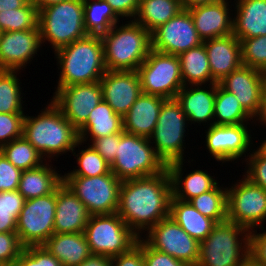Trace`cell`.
I'll return each instance as SVG.
<instances>
[{"mask_svg":"<svg viewBox=\"0 0 266 266\" xmlns=\"http://www.w3.org/2000/svg\"><path fill=\"white\" fill-rule=\"evenodd\" d=\"M172 182L168 169L152 176L123 180L117 214L138 236L169 216ZM147 229V230H146Z\"/></svg>","mask_w":266,"mask_h":266,"instance_id":"6da1fadb","label":"cell"},{"mask_svg":"<svg viewBox=\"0 0 266 266\" xmlns=\"http://www.w3.org/2000/svg\"><path fill=\"white\" fill-rule=\"evenodd\" d=\"M48 106L37 117L26 116L23 120L22 136L31 143L44 158L75 151L82 145L78 131L65 118L60 109L50 100Z\"/></svg>","mask_w":266,"mask_h":266,"instance_id":"7a4b0ae2","label":"cell"},{"mask_svg":"<svg viewBox=\"0 0 266 266\" xmlns=\"http://www.w3.org/2000/svg\"><path fill=\"white\" fill-rule=\"evenodd\" d=\"M55 54L61 70L57 87L98 82L107 72L101 35L88 34Z\"/></svg>","mask_w":266,"mask_h":266,"instance_id":"3957f363","label":"cell"},{"mask_svg":"<svg viewBox=\"0 0 266 266\" xmlns=\"http://www.w3.org/2000/svg\"><path fill=\"white\" fill-rule=\"evenodd\" d=\"M101 35L107 71H136L152 49L151 33L134 20Z\"/></svg>","mask_w":266,"mask_h":266,"instance_id":"277c9868","label":"cell"},{"mask_svg":"<svg viewBox=\"0 0 266 266\" xmlns=\"http://www.w3.org/2000/svg\"><path fill=\"white\" fill-rule=\"evenodd\" d=\"M249 244L247 228L229 221L217 223L200 242L197 266H245L250 261Z\"/></svg>","mask_w":266,"mask_h":266,"instance_id":"5b68a950","label":"cell"},{"mask_svg":"<svg viewBox=\"0 0 266 266\" xmlns=\"http://www.w3.org/2000/svg\"><path fill=\"white\" fill-rule=\"evenodd\" d=\"M41 43H51L54 52L88 35L83 0H66L38 10Z\"/></svg>","mask_w":266,"mask_h":266,"instance_id":"8992f818","label":"cell"},{"mask_svg":"<svg viewBox=\"0 0 266 266\" xmlns=\"http://www.w3.org/2000/svg\"><path fill=\"white\" fill-rule=\"evenodd\" d=\"M150 144L149 138L121 132L116 159L110 166L111 172L123 181L165 171L167 165Z\"/></svg>","mask_w":266,"mask_h":266,"instance_id":"52a82bcc","label":"cell"},{"mask_svg":"<svg viewBox=\"0 0 266 266\" xmlns=\"http://www.w3.org/2000/svg\"><path fill=\"white\" fill-rule=\"evenodd\" d=\"M83 233L92 254L110 258L127 252L139 238L117 212L91 215Z\"/></svg>","mask_w":266,"mask_h":266,"instance_id":"ba28073f","label":"cell"},{"mask_svg":"<svg viewBox=\"0 0 266 266\" xmlns=\"http://www.w3.org/2000/svg\"><path fill=\"white\" fill-rule=\"evenodd\" d=\"M187 121V116L177 99H166L163 102L156 127L149 141L155 144L153 147L157 155L166 165L184 160V134Z\"/></svg>","mask_w":266,"mask_h":266,"instance_id":"9c48e42d","label":"cell"},{"mask_svg":"<svg viewBox=\"0 0 266 266\" xmlns=\"http://www.w3.org/2000/svg\"><path fill=\"white\" fill-rule=\"evenodd\" d=\"M136 71L142 93L176 99L184 86L179 57L172 54L151 49Z\"/></svg>","mask_w":266,"mask_h":266,"instance_id":"30bf717a","label":"cell"},{"mask_svg":"<svg viewBox=\"0 0 266 266\" xmlns=\"http://www.w3.org/2000/svg\"><path fill=\"white\" fill-rule=\"evenodd\" d=\"M63 182L86 206L90 215L117 212L122 181L113 172L95 177L63 176Z\"/></svg>","mask_w":266,"mask_h":266,"instance_id":"8fae6325","label":"cell"},{"mask_svg":"<svg viewBox=\"0 0 266 266\" xmlns=\"http://www.w3.org/2000/svg\"><path fill=\"white\" fill-rule=\"evenodd\" d=\"M56 189L27 199L17 220L16 233L24 247L41 246L54 234Z\"/></svg>","mask_w":266,"mask_h":266,"instance_id":"7c38bea8","label":"cell"},{"mask_svg":"<svg viewBox=\"0 0 266 266\" xmlns=\"http://www.w3.org/2000/svg\"><path fill=\"white\" fill-rule=\"evenodd\" d=\"M243 176V180L227 188V221L249 231L258 226L263 230L266 220V190Z\"/></svg>","mask_w":266,"mask_h":266,"instance_id":"4fadbf2b","label":"cell"},{"mask_svg":"<svg viewBox=\"0 0 266 266\" xmlns=\"http://www.w3.org/2000/svg\"><path fill=\"white\" fill-rule=\"evenodd\" d=\"M145 236L144 240L152 248L189 266H197L200 242L189 236L170 216L160 220Z\"/></svg>","mask_w":266,"mask_h":266,"instance_id":"5bb4252c","label":"cell"},{"mask_svg":"<svg viewBox=\"0 0 266 266\" xmlns=\"http://www.w3.org/2000/svg\"><path fill=\"white\" fill-rule=\"evenodd\" d=\"M51 100L78 131L103 100L102 88L99 81L57 87Z\"/></svg>","mask_w":266,"mask_h":266,"instance_id":"9a60e30c","label":"cell"},{"mask_svg":"<svg viewBox=\"0 0 266 266\" xmlns=\"http://www.w3.org/2000/svg\"><path fill=\"white\" fill-rule=\"evenodd\" d=\"M151 40L153 50L175 56L203 43L187 9H182L167 23L154 30Z\"/></svg>","mask_w":266,"mask_h":266,"instance_id":"2e32d148","label":"cell"},{"mask_svg":"<svg viewBox=\"0 0 266 266\" xmlns=\"http://www.w3.org/2000/svg\"><path fill=\"white\" fill-rule=\"evenodd\" d=\"M247 124L211 125L206 131V146L209 153L223 162L235 161L250 149L251 134ZM251 142V143H250Z\"/></svg>","mask_w":266,"mask_h":266,"instance_id":"e0dca14e","label":"cell"},{"mask_svg":"<svg viewBox=\"0 0 266 266\" xmlns=\"http://www.w3.org/2000/svg\"><path fill=\"white\" fill-rule=\"evenodd\" d=\"M39 27L0 32V70L19 71L30 63L41 48Z\"/></svg>","mask_w":266,"mask_h":266,"instance_id":"ac0fdd59","label":"cell"},{"mask_svg":"<svg viewBox=\"0 0 266 266\" xmlns=\"http://www.w3.org/2000/svg\"><path fill=\"white\" fill-rule=\"evenodd\" d=\"M265 78L264 72L242 65L224 77L218 84L234 94L243 109L255 120L261 107Z\"/></svg>","mask_w":266,"mask_h":266,"instance_id":"d6986e66","label":"cell"},{"mask_svg":"<svg viewBox=\"0 0 266 266\" xmlns=\"http://www.w3.org/2000/svg\"><path fill=\"white\" fill-rule=\"evenodd\" d=\"M99 83L103 100L122 117L142 93L137 71H107Z\"/></svg>","mask_w":266,"mask_h":266,"instance_id":"ffe728a7","label":"cell"},{"mask_svg":"<svg viewBox=\"0 0 266 266\" xmlns=\"http://www.w3.org/2000/svg\"><path fill=\"white\" fill-rule=\"evenodd\" d=\"M227 1L218 0L187 9L203 41L233 34V16H230L232 14L229 13L230 5Z\"/></svg>","mask_w":266,"mask_h":266,"instance_id":"44dd1931","label":"cell"},{"mask_svg":"<svg viewBox=\"0 0 266 266\" xmlns=\"http://www.w3.org/2000/svg\"><path fill=\"white\" fill-rule=\"evenodd\" d=\"M90 216L86 206L62 182L56 188L54 233H83Z\"/></svg>","mask_w":266,"mask_h":266,"instance_id":"7402d4cb","label":"cell"},{"mask_svg":"<svg viewBox=\"0 0 266 266\" xmlns=\"http://www.w3.org/2000/svg\"><path fill=\"white\" fill-rule=\"evenodd\" d=\"M208 55L212 79L219 83L232 71L241 67V43L233 35L203 41Z\"/></svg>","mask_w":266,"mask_h":266,"instance_id":"603a6c76","label":"cell"},{"mask_svg":"<svg viewBox=\"0 0 266 266\" xmlns=\"http://www.w3.org/2000/svg\"><path fill=\"white\" fill-rule=\"evenodd\" d=\"M165 100L160 96L141 93L130 110L123 116V131L149 138L156 127Z\"/></svg>","mask_w":266,"mask_h":266,"instance_id":"cb8c5ba5","label":"cell"},{"mask_svg":"<svg viewBox=\"0 0 266 266\" xmlns=\"http://www.w3.org/2000/svg\"><path fill=\"white\" fill-rule=\"evenodd\" d=\"M208 85H210L209 90L201 87V84L183 86L177 94L176 99L181 104L183 112L191 124L196 122L204 124L211 119L213 122L209 126L214 124L216 83Z\"/></svg>","mask_w":266,"mask_h":266,"instance_id":"d4e9b609","label":"cell"},{"mask_svg":"<svg viewBox=\"0 0 266 266\" xmlns=\"http://www.w3.org/2000/svg\"><path fill=\"white\" fill-rule=\"evenodd\" d=\"M235 4L233 35L239 41L265 36L266 0H237Z\"/></svg>","mask_w":266,"mask_h":266,"instance_id":"484cf974","label":"cell"},{"mask_svg":"<svg viewBox=\"0 0 266 266\" xmlns=\"http://www.w3.org/2000/svg\"><path fill=\"white\" fill-rule=\"evenodd\" d=\"M183 162L176 161L167 165L171 182L172 196L178 200L188 202L196 196L212 190L217 184V180L213 179L207 171L194 170L183 179ZM207 172V173H206Z\"/></svg>","mask_w":266,"mask_h":266,"instance_id":"4316f807","label":"cell"},{"mask_svg":"<svg viewBox=\"0 0 266 266\" xmlns=\"http://www.w3.org/2000/svg\"><path fill=\"white\" fill-rule=\"evenodd\" d=\"M43 246L63 266H78L92 254L84 233H54Z\"/></svg>","mask_w":266,"mask_h":266,"instance_id":"83f0119b","label":"cell"},{"mask_svg":"<svg viewBox=\"0 0 266 266\" xmlns=\"http://www.w3.org/2000/svg\"><path fill=\"white\" fill-rule=\"evenodd\" d=\"M169 216L192 238L202 242L217 225V222L200 214L189 202L173 196L170 199Z\"/></svg>","mask_w":266,"mask_h":266,"instance_id":"f1b7e54d","label":"cell"},{"mask_svg":"<svg viewBox=\"0 0 266 266\" xmlns=\"http://www.w3.org/2000/svg\"><path fill=\"white\" fill-rule=\"evenodd\" d=\"M46 163V164H45ZM22 171L18 192L27 200L52 193L62 182L63 176L47 162Z\"/></svg>","mask_w":266,"mask_h":266,"instance_id":"f546056e","label":"cell"},{"mask_svg":"<svg viewBox=\"0 0 266 266\" xmlns=\"http://www.w3.org/2000/svg\"><path fill=\"white\" fill-rule=\"evenodd\" d=\"M123 132V117L104 101L90 112L87 122L78 130L79 140L84 143L110 134Z\"/></svg>","mask_w":266,"mask_h":266,"instance_id":"4dcf8cb0","label":"cell"},{"mask_svg":"<svg viewBox=\"0 0 266 266\" xmlns=\"http://www.w3.org/2000/svg\"><path fill=\"white\" fill-rule=\"evenodd\" d=\"M183 9L182 0H142L135 19L152 33L160 25L167 23Z\"/></svg>","mask_w":266,"mask_h":266,"instance_id":"1f68e13d","label":"cell"},{"mask_svg":"<svg viewBox=\"0 0 266 266\" xmlns=\"http://www.w3.org/2000/svg\"><path fill=\"white\" fill-rule=\"evenodd\" d=\"M178 57L184 86L189 84L205 85L208 81L210 84L216 83L212 79L208 55L203 43L200 46L181 53Z\"/></svg>","mask_w":266,"mask_h":266,"instance_id":"d6a6232c","label":"cell"},{"mask_svg":"<svg viewBox=\"0 0 266 266\" xmlns=\"http://www.w3.org/2000/svg\"><path fill=\"white\" fill-rule=\"evenodd\" d=\"M217 118V120H216ZM215 125L247 124L253 118L243 109L236 96L216 83Z\"/></svg>","mask_w":266,"mask_h":266,"instance_id":"836d02e7","label":"cell"},{"mask_svg":"<svg viewBox=\"0 0 266 266\" xmlns=\"http://www.w3.org/2000/svg\"><path fill=\"white\" fill-rule=\"evenodd\" d=\"M85 30L90 35H102L115 24L119 16L105 0H83Z\"/></svg>","mask_w":266,"mask_h":266,"instance_id":"e575fe53","label":"cell"},{"mask_svg":"<svg viewBox=\"0 0 266 266\" xmlns=\"http://www.w3.org/2000/svg\"><path fill=\"white\" fill-rule=\"evenodd\" d=\"M200 214L217 223L227 221V187L218 184L212 189L188 201Z\"/></svg>","mask_w":266,"mask_h":266,"instance_id":"d590c367","label":"cell"},{"mask_svg":"<svg viewBox=\"0 0 266 266\" xmlns=\"http://www.w3.org/2000/svg\"><path fill=\"white\" fill-rule=\"evenodd\" d=\"M0 152L21 171L36 168L47 161L23 136L3 145Z\"/></svg>","mask_w":266,"mask_h":266,"instance_id":"8d00e7d4","label":"cell"},{"mask_svg":"<svg viewBox=\"0 0 266 266\" xmlns=\"http://www.w3.org/2000/svg\"><path fill=\"white\" fill-rule=\"evenodd\" d=\"M38 27V8L29 0L22 8L0 11V32L24 31Z\"/></svg>","mask_w":266,"mask_h":266,"instance_id":"74e56055","label":"cell"},{"mask_svg":"<svg viewBox=\"0 0 266 266\" xmlns=\"http://www.w3.org/2000/svg\"><path fill=\"white\" fill-rule=\"evenodd\" d=\"M19 71L0 70V113H23ZM22 101V102H21Z\"/></svg>","mask_w":266,"mask_h":266,"instance_id":"f35d334b","label":"cell"},{"mask_svg":"<svg viewBox=\"0 0 266 266\" xmlns=\"http://www.w3.org/2000/svg\"><path fill=\"white\" fill-rule=\"evenodd\" d=\"M26 199L18 192H0V233L16 232L17 220Z\"/></svg>","mask_w":266,"mask_h":266,"instance_id":"ab89813d","label":"cell"},{"mask_svg":"<svg viewBox=\"0 0 266 266\" xmlns=\"http://www.w3.org/2000/svg\"><path fill=\"white\" fill-rule=\"evenodd\" d=\"M79 166L78 169L70 171L62 176H83V177H95L98 175H104L111 172L110 165L106 160L90 145L89 147L82 149L77 155Z\"/></svg>","mask_w":266,"mask_h":266,"instance_id":"60d3db41","label":"cell"},{"mask_svg":"<svg viewBox=\"0 0 266 266\" xmlns=\"http://www.w3.org/2000/svg\"><path fill=\"white\" fill-rule=\"evenodd\" d=\"M242 64L266 74V35L242 39Z\"/></svg>","mask_w":266,"mask_h":266,"instance_id":"b9f144b4","label":"cell"},{"mask_svg":"<svg viewBox=\"0 0 266 266\" xmlns=\"http://www.w3.org/2000/svg\"><path fill=\"white\" fill-rule=\"evenodd\" d=\"M253 153V154H252ZM250 154L245 160L248 169L246 171V178L252 183L257 184L266 190V145L262 142L261 146Z\"/></svg>","mask_w":266,"mask_h":266,"instance_id":"7bdbcfd3","label":"cell"},{"mask_svg":"<svg viewBox=\"0 0 266 266\" xmlns=\"http://www.w3.org/2000/svg\"><path fill=\"white\" fill-rule=\"evenodd\" d=\"M24 113H0V148L22 137Z\"/></svg>","mask_w":266,"mask_h":266,"instance_id":"ee69618b","label":"cell"},{"mask_svg":"<svg viewBox=\"0 0 266 266\" xmlns=\"http://www.w3.org/2000/svg\"><path fill=\"white\" fill-rule=\"evenodd\" d=\"M24 246L21 244L16 232L0 233V265H15L16 260L23 251Z\"/></svg>","mask_w":266,"mask_h":266,"instance_id":"f6af8a7d","label":"cell"},{"mask_svg":"<svg viewBox=\"0 0 266 266\" xmlns=\"http://www.w3.org/2000/svg\"><path fill=\"white\" fill-rule=\"evenodd\" d=\"M143 251L144 266H189L171 255L152 248L142 237L136 242Z\"/></svg>","mask_w":266,"mask_h":266,"instance_id":"bcb514c9","label":"cell"},{"mask_svg":"<svg viewBox=\"0 0 266 266\" xmlns=\"http://www.w3.org/2000/svg\"><path fill=\"white\" fill-rule=\"evenodd\" d=\"M22 171L0 152V192L18 190Z\"/></svg>","mask_w":266,"mask_h":266,"instance_id":"7dc6e473","label":"cell"},{"mask_svg":"<svg viewBox=\"0 0 266 266\" xmlns=\"http://www.w3.org/2000/svg\"><path fill=\"white\" fill-rule=\"evenodd\" d=\"M120 133L110 134L92 140L91 146L111 166L116 159L117 145L119 144Z\"/></svg>","mask_w":266,"mask_h":266,"instance_id":"c3c4849f","label":"cell"},{"mask_svg":"<svg viewBox=\"0 0 266 266\" xmlns=\"http://www.w3.org/2000/svg\"><path fill=\"white\" fill-rule=\"evenodd\" d=\"M250 231V262L255 266H266V231Z\"/></svg>","mask_w":266,"mask_h":266,"instance_id":"681fc988","label":"cell"},{"mask_svg":"<svg viewBox=\"0 0 266 266\" xmlns=\"http://www.w3.org/2000/svg\"><path fill=\"white\" fill-rule=\"evenodd\" d=\"M112 266H144L142 248L136 243L127 252L111 258Z\"/></svg>","mask_w":266,"mask_h":266,"instance_id":"f907efd6","label":"cell"},{"mask_svg":"<svg viewBox=\"0 0 266 266\" xmlns=\"http://www.w3.org/2000/svg\"><path fill=\"white\" fill-rule=\"evenodd\" d=\"M114 10V12L121 18L128 17L135 19L139 2L137 0H105Z\"/></svg>","mask_w":266,"mask_h":266,"instance_id":"816d5d0a","label":"cell"},{"mask_svg":"<svg viewBox=\"0 0 266 266\" xmlns=\"http://www.w3.org/2000/svg\"><path fill=\"white\" fill-rule=\"evenodd\" d=\"M15 266H40V246L24 247Z\"/></svg>","mask_w":266,"mask_h":266,"instance_id":"f5cc1de1","label":"cell"},{"mask_svg":"<svg viewBox=\"0 0 266 266\" xmlns=\"http://www.w3.org/2000/svg\"><path fill=\"white\" fill-rule=\"evenodd\" d=\"M78 266H112V262L110 257L91 254Z\"/></svg>","mask_w":266,"mask_h":266,"instance_id":"db71d44e","label":"cell"},{"mask_svg":"<svg viewBox=\"0 0 266 266\" xmlns=\"http://www.w3.org/2000/svg\"><path fill=\"white\" fill-rule=\"evenodd\" d=\"M40 266H63V264L55 256L51 255L43 245H41Z\"/></svg>","mask_w":266,"mask_h":266,"instance_id":"11a10c76","label":"cell"},{"mask_svg":"<svg viewBox=\"0 0 266 266\" xmlns=\"http://www.w3.org/2000/svg\"><path fill=\"white\" fill-rule=\"evenodd\" d=\"M29 0H0V11L22 8Z\"/></svg>","mask_w":266,"mask_h":266,"instance_id":"9f6ffc18","label":"cell"},{"mask_svg":"<svg viewBox=\"0 0 266 266\" xmlns=\"http://www.w3.org/2000/svg\"><path fill=\"white\" fill-rule=\"evenodd\" d=\"M256 120L266 125V78L262 87L261 107Z\"/></svg>","mask_w":266,"mask_h":266,"instance_id":"6f0895ef","label":"cell"},{"mask_svg":"<svg viewBox=\"0 0 266 266\" xmlns=\"http://www.w3.org/2000/svg\"><path fill=\"white\" fill-rule=\"evenodd\" d=\"M218 0H182L183 9H189L193 6L204 5L216 2Z\"/></svg>","mask_w":266,"mask_h":266,"instance_id":"680465c9","label":"cell"},{"mask_svg":"<svg viewBox=\"0 0 266 266\" xmlns=\"http://www.w3.org/2000/svg\"><path fill=\"white\" fill-rule=\"evenodd\" d=\"M31 1L36 5V7L39 10L42 7H48L50 5L57 4L66 0H31Z\"/></svg>","mask_w":266,"mask_h":266,"instance_id":"91938a15","label":"cell"},{"mask_svg":"<svg viewBox=\"0 0 266 266\" xmlns=\"http://www.w3.org/2000/svg\"><path fill=\"white\" fill-rule=\"evenodd\" d=\"M245 266H255V265L252 264V263L249 261Z\"/></svg>","mask_w":266,"mask_h":266,"instance_id":"94428289","label":"cell"}]
</instances>
